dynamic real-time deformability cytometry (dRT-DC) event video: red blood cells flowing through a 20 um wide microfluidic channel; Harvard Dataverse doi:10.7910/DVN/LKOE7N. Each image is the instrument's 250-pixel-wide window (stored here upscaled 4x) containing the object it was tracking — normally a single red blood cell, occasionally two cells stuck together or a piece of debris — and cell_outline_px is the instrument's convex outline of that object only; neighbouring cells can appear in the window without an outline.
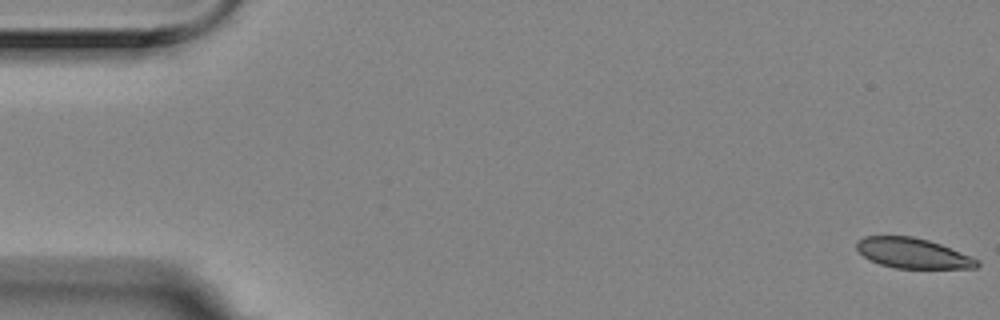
{"species": "Egyptian fruit bat (a non-hibernating species)", "species_latin": "Rousettus aegyptiacus", "temperature_condition": "room temperature", "stored_images_in_passage": 11, "camera_frame_rate_fps": 3000, "um_per_image_px": 0.085, "animal": {"sex": "female"}, "frame": {"image": 1, "passage_image": 1, "time_ms": 0.0, "image_size_px": [1000, 320], "cell_outline_px": [[980, 264], [976, 268], [896, 268], [880, 264], [864, 256], [856, 248], [856, 240], [864, 236], [912, 236], [928, 240], [940, 244], [972, 256], [980, 260]], "centroid_in_image_um": [77.61, 21.51], "position_along_channel_um": 7.4, "area_um2": 21.15}}